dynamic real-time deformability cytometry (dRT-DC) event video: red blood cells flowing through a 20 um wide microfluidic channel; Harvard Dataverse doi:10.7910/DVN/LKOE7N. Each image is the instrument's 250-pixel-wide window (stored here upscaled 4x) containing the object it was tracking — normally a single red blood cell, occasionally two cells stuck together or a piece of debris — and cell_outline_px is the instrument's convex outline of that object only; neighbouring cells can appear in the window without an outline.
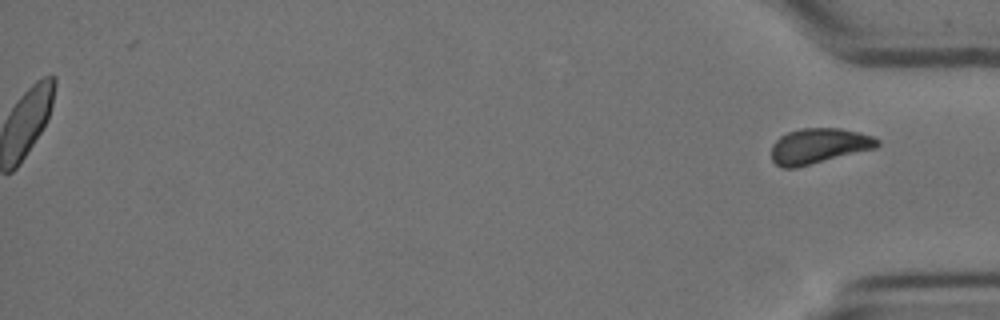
{"species": "Egyptian fruit bat (a non-hibernating species)", "species_latin": "Rousettus aegyptiacus", "temperature_condition": "cold", "stored_images_in_passage": 45, "segment_of_instrument_passage": [2, 2], "camera_frame_rate_fps": 3000, "um_per_image_px": 0.085, "animal": {"sex": "female"}, "frame": {"image": 1, "passage_image": 45, "time_ms": 14.667, "image_size_px": [1000, 320], "cell_outline_px": [[880, 144], [876, 148], [796, 168], [780, 168], [772, 160], [772, 144], [780, 136], [788, 132], [800, 128], [840, 128], [860, 132], [872, 136], [880, 140]], "centroid_in_image_um": [69.6, 12.4], "position_along_channel_um": 365.6, "area_um2": 21.96}}